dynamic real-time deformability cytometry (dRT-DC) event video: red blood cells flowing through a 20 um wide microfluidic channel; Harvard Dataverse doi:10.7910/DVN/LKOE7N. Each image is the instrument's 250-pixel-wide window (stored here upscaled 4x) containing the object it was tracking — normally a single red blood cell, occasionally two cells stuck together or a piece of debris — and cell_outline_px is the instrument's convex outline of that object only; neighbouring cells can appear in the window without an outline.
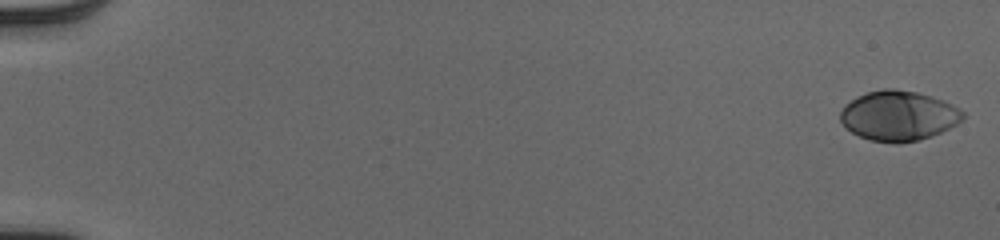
{"species": "human", "species_latin": "Homo sapiens", "temperature_condition": "cold", "stored_images_in_passage": 53, "camera_frame_rate_fps": 3000, "um_per_image_px": 0.085, "donor": {"sex": "male"}, "frame": {"image": 1, "passage_image": 1, "time_ms": 0.0, "image_size_px": [1000, 240], "cell_outline_px": [[964, 120], [940, 132], [920, 140], [896, 144], [868, 140], [852, 132], [840, 120], [840, 112], [844, 104], [856, 96], [868, 92], [884, 88], [892, 88], [916, 92], [932, 96], [952, 104], [960, 108], [964, 112]], "centroid_in_image_um": [76.37, 9.84], "position_along_channel_um": 8.6, "area_um2": 35.84}}
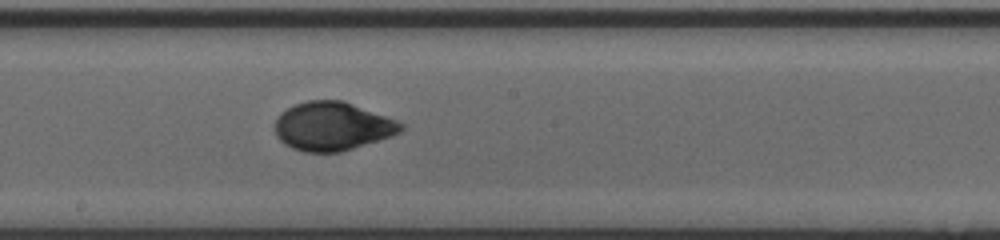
{"frame": {"image": 2, "passage_image": 31, "time_ms": 10.0, "image_size_px": [1000, 240], "cell_outline_px": [[404, 128], [400, 132], [392, 136], [340, 152], [304, 152], [292, 148], [284, 144], [276, 136], [276, 116], [280, 112], [296, 104], [308, 100], [344, 100], [396, 120], [404, 124]], "centroid_in_image_um": [28.25, 10.73], "position_along_channel_um": 220.0, "area_um2": 35.66}}
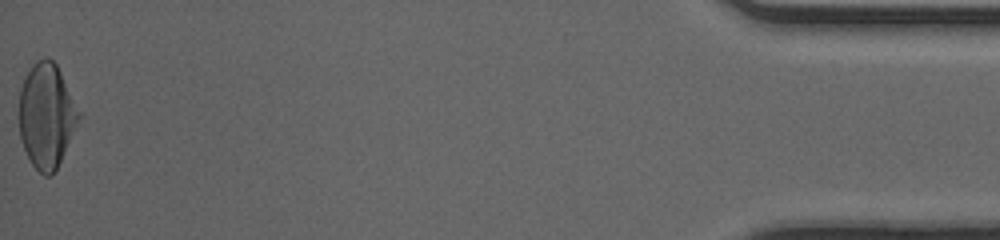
{"frame": {"image": 3, "passage_image": 53, "time_ms": 17.333, "image_size_px": [1000, 240], "cell_outline_px": [[80, 116], [60, 160], [52, 176], [44, 176], [32, 164], [24, 148], [20, 136], [20, 88], [32, 64], [36, 60], [44, 56], [48, 56], [56, 64], [80, 112]], "centroid_in_image_um": [3.93, 9.8], "position_along_channel_um": 431.3, "area_um2": 35.6}, "authors_computed_cell_mechanics": {"area_um2": 35.258, "velocity_mm_per_s": 4.0541, "shape_relaxation_time_tau1_ms": 4.3603, "shape_relaxation_time_tau2_ms": null, "deformation_change_tau1": 0.1887, "deformation_change_tau2": null}}